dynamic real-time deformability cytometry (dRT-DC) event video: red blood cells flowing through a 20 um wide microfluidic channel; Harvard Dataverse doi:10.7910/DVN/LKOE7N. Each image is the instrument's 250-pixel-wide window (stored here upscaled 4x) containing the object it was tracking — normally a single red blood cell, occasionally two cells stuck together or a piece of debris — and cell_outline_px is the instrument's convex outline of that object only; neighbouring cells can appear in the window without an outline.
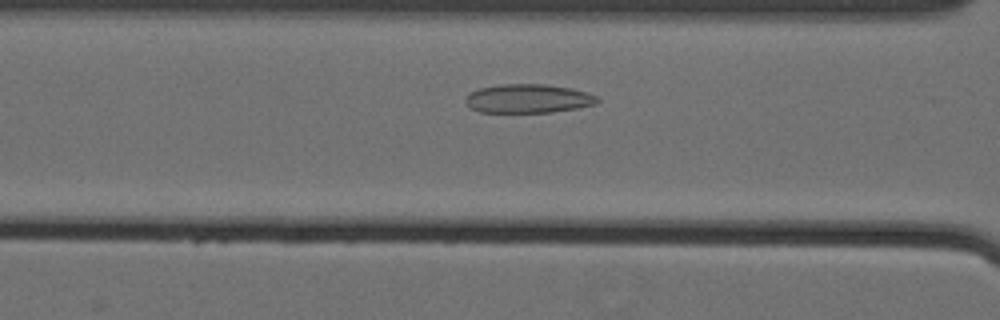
{"species": "Egyptian fruit bat (a non-hibernating species)", "species_latin": "Rousettus aegyptiacus", "temperature_condition": "cold", "stored_images_in_passage": 20, "camera_frame_rate_fps": 3000, "um_per_image_px": 0.085, "animal": {"sex": "female"}, "frame": {"image": 1, "passage_image": 14, "time_ms": 4.333, "image_size_px": [1000, 320], "cell_outline_px": [[600, 100], [596, 104], [576, 108], [552, 112], [480, 112], [472, 108], [464, 100], [464, 96], [468, 92], [480, 88], [500, 84], [544, 84], [572, 88], [588, 92], [596, 96]], "centroid_in_image_um": [44.88, 8.37], "position_along_channel_um": 121.7, "area_um2": 22.25}}
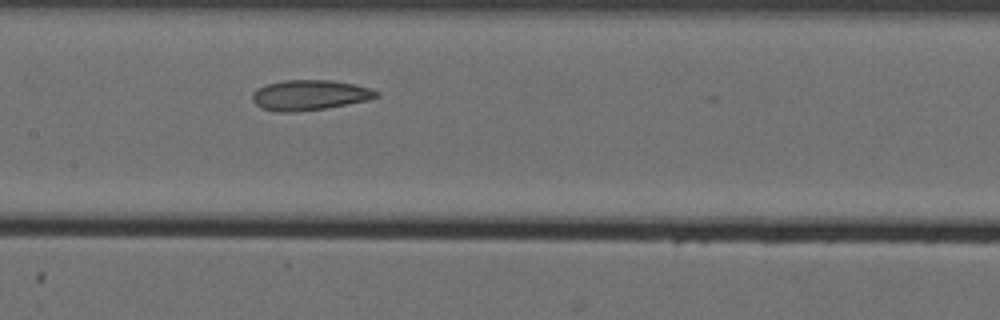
{"frame": {"image": 2, "passage_image": 19, "time_ms": 6.0, "image_size_px": [1000, 320], "cell_outline_px": [[380, 96], [368, 100], [324, 108], [292, 112], [276, 112], [260, 108], [252, 100], [252, 92], [256, 88], [264, 84], [284, 80], [332, 80], [356, 84], [372, 88], [380, 92]], "centroid_in_image_um": [26.3, 8.07], "position_along_channel_um": 181.1, "area_um2": 22.14}}